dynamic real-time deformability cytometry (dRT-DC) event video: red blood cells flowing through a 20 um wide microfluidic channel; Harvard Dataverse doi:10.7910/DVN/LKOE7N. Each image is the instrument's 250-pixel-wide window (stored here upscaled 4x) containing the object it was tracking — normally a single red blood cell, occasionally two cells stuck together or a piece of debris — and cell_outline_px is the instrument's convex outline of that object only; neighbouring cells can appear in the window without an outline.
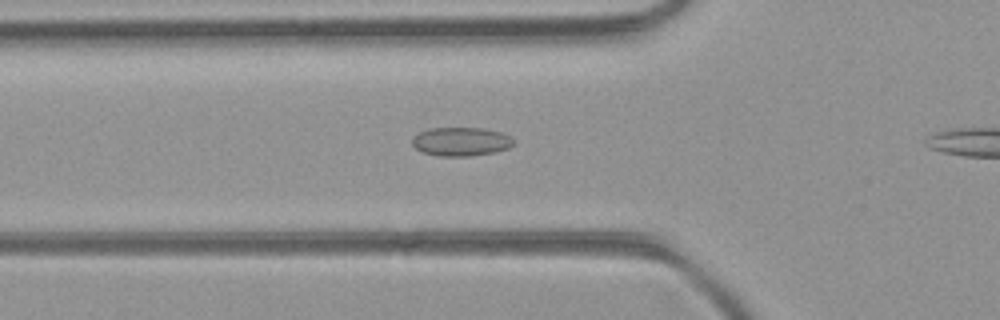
{"species": "common noctule bat (a hibernating species)", "species_latin": "Nyctalus noctula", "temperature_condition": "room temperature", "stored_images_in_passage": 13, "camera_frame_rate_fps": 3000, "um_per_image_px": 0.085, "animal": {"sex": "female", "body_mass_g": 21.9}, "frame": {"image": 1, "passage_image": 11, "time_ms": 3.333, "image_size_px": [1000, 320], "cell_outline_px": [[516, 144], [508, 148], [496, 152], [472, 156], [436, 156], [424, 152], [416, 148], [412, 144], [412, 136], [420, 132], [432, 128], [480, 128], [500, 132], [516, 140]], "centroid_in_image_um": [39.21, 12.04], "position_along_channel_um": 86.6, "area_um2": 17.05}}